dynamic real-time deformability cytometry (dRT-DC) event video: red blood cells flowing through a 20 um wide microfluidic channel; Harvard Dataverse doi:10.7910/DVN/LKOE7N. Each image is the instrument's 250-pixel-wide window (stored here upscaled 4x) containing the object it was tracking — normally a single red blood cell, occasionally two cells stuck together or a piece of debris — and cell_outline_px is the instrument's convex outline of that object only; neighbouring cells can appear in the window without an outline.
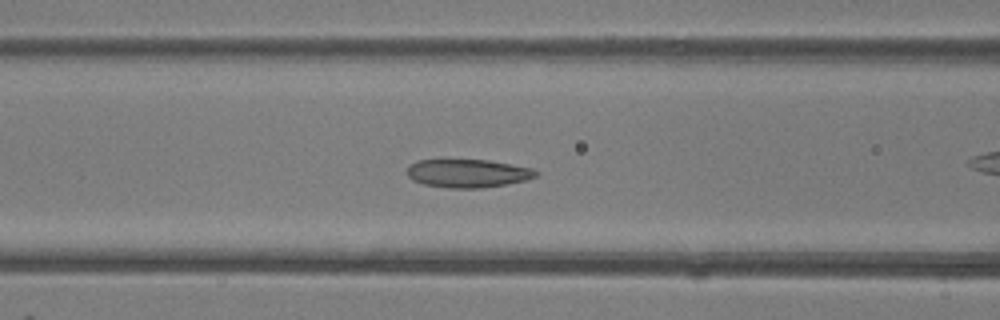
{"species": "common noctule bat (a hibernating species)", "species_latin": "Nyctalus noctula", "temperature_condition": "room temperature", "stored_images_in_passage": 39, "camera_frame_rate_fps": 3000, "um_per_image_px": 0.085, "animal": {"sex": "female"}, "frame": {"image": 1, "passage_image": 10, "time_ms": 3.0, "image_size_px": [1000, 320], "cell_outline_px": [[540, 172], [536, 176], [524, 180], [504, 184], [480, 188], [448, 188], [424, 184], [412, 180], [408, 176], [408, 168], [416, 160], [488, 160], [532, 168]], "centroid_in_image_um": [39.76, 14.73], "position_along_channel_um": 126.8, "area_um2": 20.98}}
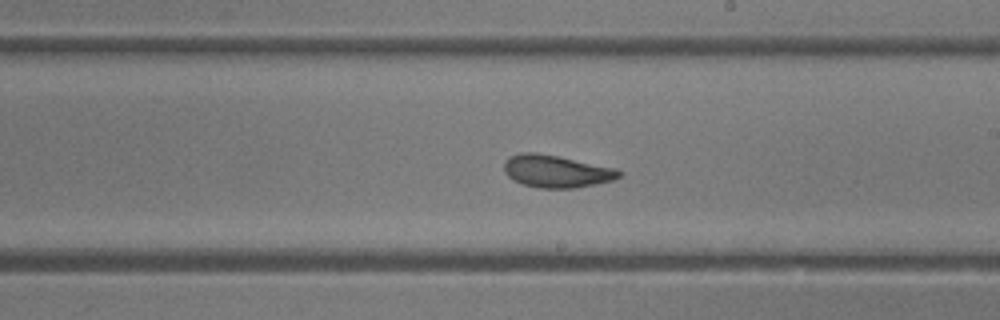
{"frame": {"image": 2, "passage_image": 18, "time_ms": 5.667, "image_size_px": [1000, 320], "cell_outline_px": [[624, 172], [620, 176], [612, 180], [596, 184], [576, 188], [540, 188], [524, 184], [512, 180], [504, 172], [504, 160], [520, 152], [536, 152], [616, 168]], "centroid_in_image_um": [47.28, 14.56], "position_along_channel_um": 241.7, "area_um2": 21.68}}
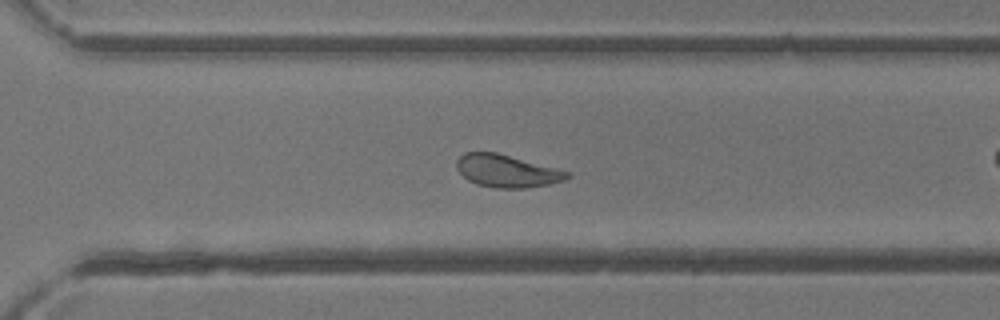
{"frame": {"image": 3, "passage_image": 24, "time_ms": 7.667, "image_size_px": [1000, 320], "cell_outline_px": [[572, 176], [564, 180], [548, 184], [524, 188], [496, 188], [476, 184], [468, 180], [456, 168], [456, 160], [464, 152], [496, 152], [572, 172]], "centroid_in_image_um": [43.09, 14.53], "position_along_channel_um": 327.5, "area_um2": 20.98}, "authors_computed_cell_mechanics": {"area_um2": 22.1374, "velocity_mm_per_s": 4.3133, "shape_relaxation_time_tau1_ms": 4.341, "shape_relaxation_time_tau2_ms": 2.1226, "deformation_change_tau1": 0.1271, "deformation_change_tau2": 0.0884}}